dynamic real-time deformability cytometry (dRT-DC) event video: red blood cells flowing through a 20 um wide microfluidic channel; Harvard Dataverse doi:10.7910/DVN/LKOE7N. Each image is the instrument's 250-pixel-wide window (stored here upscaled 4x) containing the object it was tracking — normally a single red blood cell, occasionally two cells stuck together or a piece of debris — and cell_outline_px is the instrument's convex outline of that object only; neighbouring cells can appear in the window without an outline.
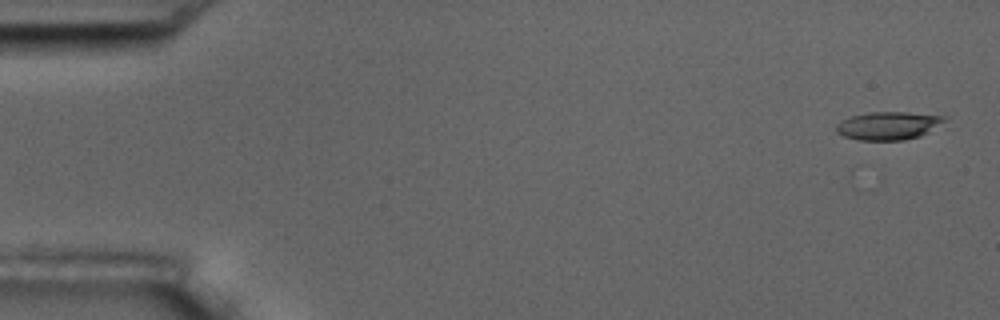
{"species": "common noctule bat (a hibernating species)", "species_latin": "Nyctalus noctula", "temperature_condition": "room temperature", "stored_images_in_passage": 13, "camera_frame_rate_fps": 3000, "um_per_image_px": 0.085, "animal": {"sex": "male", "body_mass_g": 17.5, "forearm_length_mm": 52.3}, "frame": {"image": 1, "passage_image": 1, "time_ms": 0.0, "image_size_px": [1000, 320], "cell_outline_px": [[948, 120], [928, 132], [920, 136], [904, 140], [856, 140], [844, 136], [836, 132], [836, 124], [840, 120], [852, 116], [868, 112], [904, 112], [948, 116]], "centroid_in_image_um": [75.51, 10.68], "position_along_channel_um": 9.5, "area_um2": 17.86}}
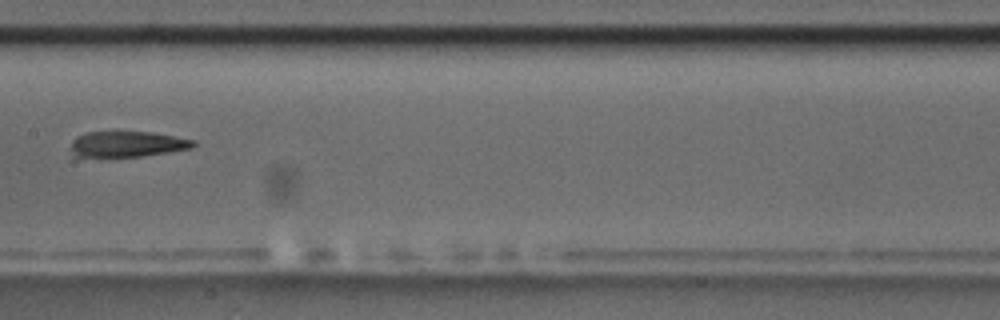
{"frame": {"image": 2, "passage_image": 8, "time_ms": 9.0, "image_size_px": [1000, 320], "cell_outline_px": [[196, 144], [192, 148], [140, 156], [76, 160], [72, 160], [72, 140], [76, 136], [88, 132], [152, 132], [196, 140]], "centroid_in_image_um": [10.68, 12.3], "position_along_channel_um": 196.7, "area_um2": 19.13}}
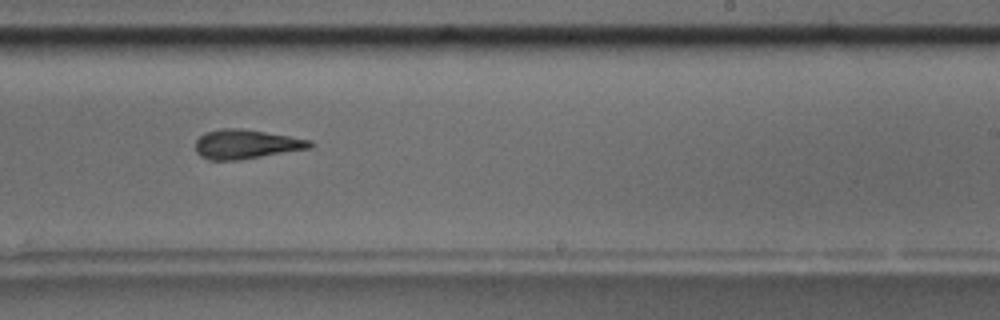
{"frame": {"image": 3, "passage_image": 10, "time_ms": 11.0, "image_size_px": [1000, 320], "cell_outline_px": [[316, 144], [312, 148], [240, 160], [208, 160], [200, 156], [196, 152], [196, 140], [204, 132], [220, 128], [240, 128], [312, 140]], "centroid_in_image_um": [20.93, 12.26], "position_along_channel_um": 268.1, "area_um2": 19.71}, "authors_computed_cell_mechanics": {"area_um2": 18.9584, "velocity_mm_per_s": 3.5871, "shape_relaxation_time_tau1_ms": 5.2266, "shape_relaxation_time_tau2_ms": 1.4222, "deformation_change_tau1": 0.1598, "deformation_change_tau2": 0.1225}}